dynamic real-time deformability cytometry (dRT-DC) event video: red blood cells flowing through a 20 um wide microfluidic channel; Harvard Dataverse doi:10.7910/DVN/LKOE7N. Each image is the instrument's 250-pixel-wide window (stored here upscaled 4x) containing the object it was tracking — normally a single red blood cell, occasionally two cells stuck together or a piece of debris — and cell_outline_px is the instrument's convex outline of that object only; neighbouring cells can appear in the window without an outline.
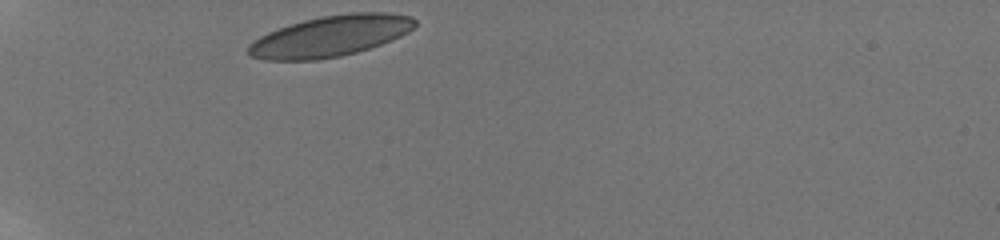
{"species": "human", "species_latin": "Homo sapiens", "temperature_condition": "room temperature", "stored_images_in_passage": 52, "camera_frame_rate_fps": 3000, "um_per_image_px": 0.085, "donor": {"sex": "male"}, "frame": {"image": 1, "passage_image": 1, "time_ms": 0.0, "image_size_px": [1000, 240], "cell_outline_px": [[416, 24], [408, 32], [392, 40], [356, 52], [340, 56], [316, 60], [264, 60], [252, 56], [248, 52], [248, 44], [260, 36], [268, 32], [304, 20], [320, 16], [348, 12], [388, 12], [412, 16], [416, 20]], "centroid_in_image_um": [28.1, 3.06], "position_along_channel_um": 56.9, "area_um2": 39.65}}
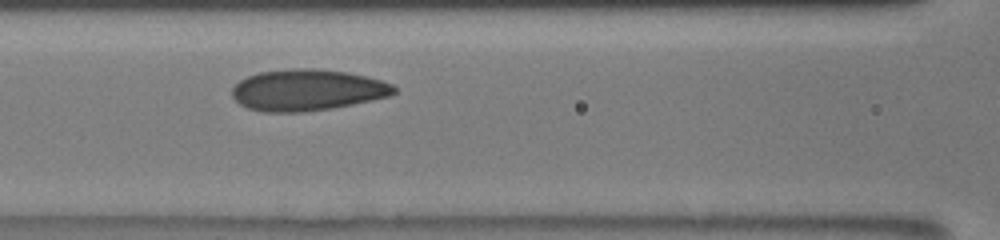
{"frame": {"image": 2, "passage_image": 11, "time_ms": 3.0, "image_size_px": [1000, 240], "cell_outline_px": [[396, 92], [388, 96], [372, 100], [332, 108], [304, 112], [264, 112], [248, 108], [240, 104], [232, 96], [232, 88], [240, 80], [248, 76], [260, 72], [292, 68], [312, 68], [344, 72], [364, 76], [380, 80], [392, 84], [396, 88]], "centroid_in_image_um": [26.09, 7.66], "position_along_channel_um": 140.5, "area_um2": 38.78}}
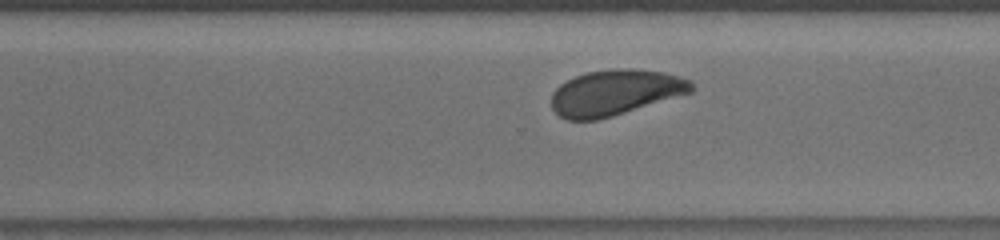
{"frame": {"image": 3, "passage_image": 35, "time_ms": 7.667, "image_size_px": [1000, 240], "cell_outline_px": [[696, 88], [692, 92], [612, 116], [596, 120], [568, 120], [560, 116], [552, 108], [552, 92], [560, 84], [576, 76], [588, 72], [616, 68], [628, 68], [664, 72], [680, 76], [692, 80]], "centroid_in_image_um": [52.32, 7.86], "position_along_channel_um": 318.3, "area_um2": 37.17}, "authors_computed_cell_mechanics": {"area_um2": 38.0902, "velocity_mm_per_s": 3.8153, "shape_relaxation_time_tau1_ms": 3.6177, "shape_relaxation_time_tau2_ms": 0.9614, "deformation_change_tau1": 0.1315, "deformation_change_tau2": 0.0646}}